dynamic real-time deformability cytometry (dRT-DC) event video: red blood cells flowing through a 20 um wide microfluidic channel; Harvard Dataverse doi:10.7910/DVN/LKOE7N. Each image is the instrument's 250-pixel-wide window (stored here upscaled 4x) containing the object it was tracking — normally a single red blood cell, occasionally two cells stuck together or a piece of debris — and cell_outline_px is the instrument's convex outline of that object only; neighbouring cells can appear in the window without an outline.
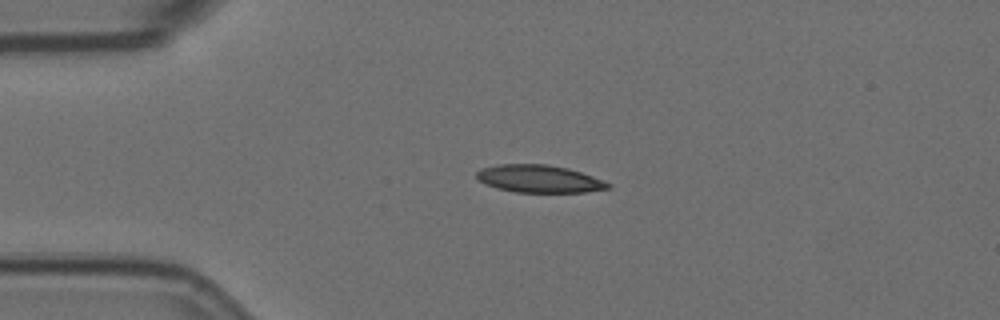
{"species": "Egyptian fruit bat (a non-hibernating species)", "species_latin": "Rousettus aegyptiacus", "temperature_condition": "room temperature", "stored_images_in_passage": 3, "camera_frame_rate_fps": 3000, "um_per_image_px": 0.085, "animal": {"sex": "female"}, "frame": {"image": 1, "passage_image": 1, "time_ms": 0.0, "image_size_px": [1000, 320], "cell_outline_px": [[612, 188], [584, 192], [516, 192], [496, 188], [484, 184], [476, 180], [476, 172], [480, 168], [496, 164], [548, 164], [568, 168], [604, 180], [612, 184]], "centroid_in_image_um": [45.8, 15.19], "position_along_channel_um": 39.2, "area_um2": 21.39}}
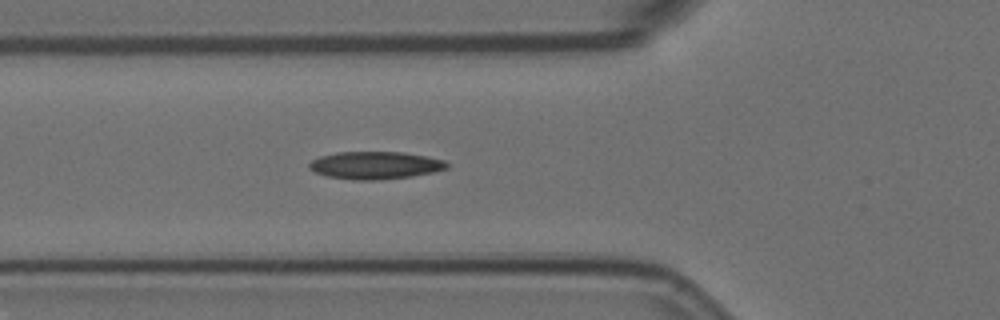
{"frame": {"image": 2, "passage_image": 3, "time_ms": 0.667, "image_size_px": [1000, 320], "cell_outline_px": [[448, 168], [432, 172], [412, 176], [380, 180], [352, 180], [328, 176], [316, 172], [308, 168], [308, 164], [312, 160], [320, 156], [336, 152], [404, 152], [428, 156], [444, 160], [448, 164]], "centroid_in_image_um": [31.89, 14.04], "position_along_channel_um": 93.9, "area_um2": 22.2}}